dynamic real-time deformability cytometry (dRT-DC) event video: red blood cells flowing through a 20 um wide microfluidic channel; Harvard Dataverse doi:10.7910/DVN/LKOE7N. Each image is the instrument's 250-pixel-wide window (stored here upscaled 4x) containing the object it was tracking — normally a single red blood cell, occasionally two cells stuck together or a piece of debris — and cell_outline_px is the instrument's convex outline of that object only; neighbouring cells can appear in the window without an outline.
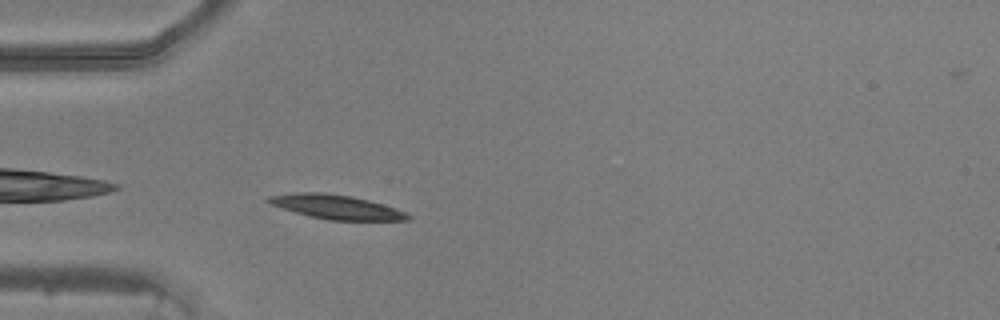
{"species": "common noctule bat (a hibernating species)", "species_latin": "Nyctalus noctula", "temperature_condition": "warm", "stored_images_in_passage": 15, "camera_frame_rate_fps": 3000, "um_per_image_px": 0.085, "animal": {"sex": "male", "body_mass_g": 20.5, "forearm_length_mm": 52.5}, "frame": {"image": 1, "passage_image": 2, "time_ms": 0.333, "image_size_px": [1000, 320], "cell_outline_px": [[412, 220], [328, 220], [296, 212], [272, 204], [264, 200], [268, 196], [296, 192], [324, 192], [352, 196], [368, 200], [404, 212], [412, 216]], "centroid_in_image_um": [28.57, 17.58], "position_along_channel_um": 56.4, "area_um2": 19.31}}
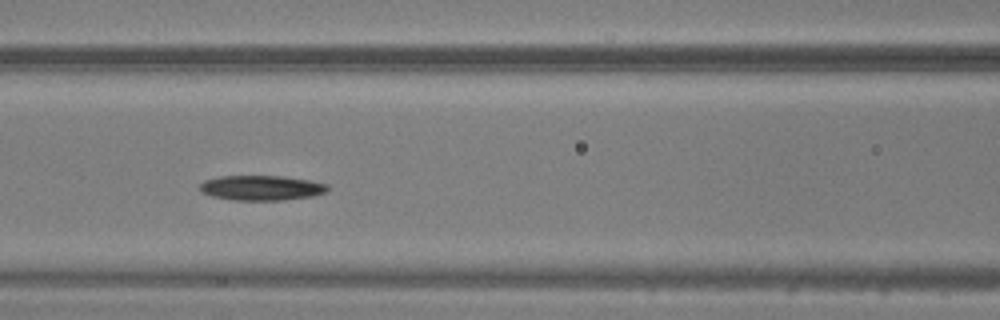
{"frame": {"image": 2, "passage_image": 9, "time_ms": 2.667, "image_size_px": [1000, 320], "cell_outline_px": [[328, 192], [312, 196], [284, 200], [232, 200], [212, 196], [200, 192], [200, 184], [204, 180], [220, 176], [284, 176], [308, 180], [328, 184]], "centroid_in_image_um": [22.22, 15.97], "position_along_channel_um": 144.4, "area_um2": 18.67}}
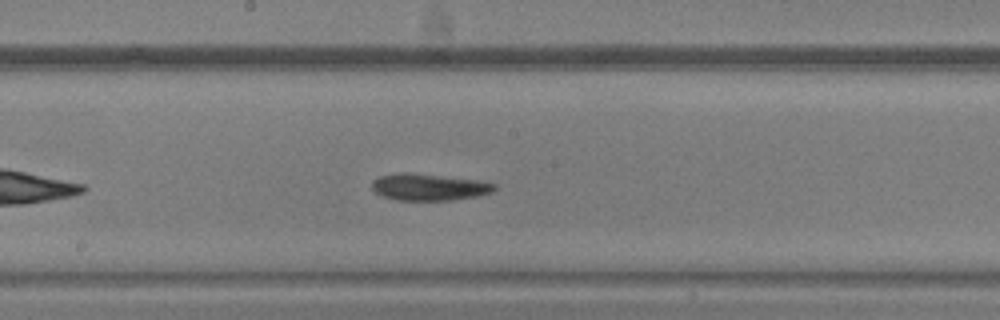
{"frame": {"image": 3, "passage_image": 14, "time_ms": 4.333, "image_size_px": [1000, 320], "cell_outline_px": [[496, 188], [492, 192], [476, 196], [448, 200], [396, 200], [384, 196], [376, 192], [372, 188], [372, 180], [380, 176], [400, 172], [408, 172], [480, 180], [496, 184]], "centroid_in_image_um": [36.46, 15.89], "position_along_channel_um": 211.7, "area_um2": 19.02}}